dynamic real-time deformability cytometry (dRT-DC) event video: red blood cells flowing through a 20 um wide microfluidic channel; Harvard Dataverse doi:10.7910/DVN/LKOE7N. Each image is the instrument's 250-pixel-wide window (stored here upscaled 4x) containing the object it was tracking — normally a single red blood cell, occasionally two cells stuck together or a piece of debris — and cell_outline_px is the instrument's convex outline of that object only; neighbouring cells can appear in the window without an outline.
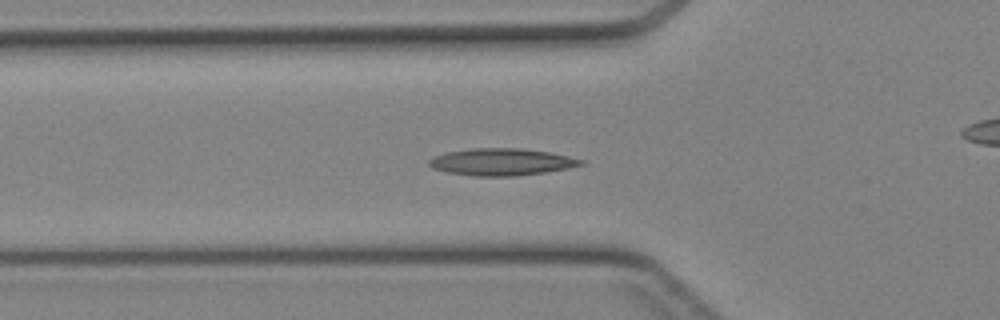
{"species": "Egyptian fruit bat (a non-hibernating species)", "species_latin": "Rousettus aegyptiacus", "temperature_condition": "cold", "stored_images_in_passage": 40, "camera_frame_rate_fps": 3000, "um_per_image_px": 0.085, "animal": {"sex": "female"}, "frame": {"image": 1, "passage_image": 10, "time_ms": 3.0, "image_size_px": [1000, 320], "cell_outline_px": [[588, 164], [544, 172], [516, 176], [476, 176], [448, 172], [432, 168], [428, 164], [428, 160], [436, 156], [448, 152], [472, 148], [520, 148], [548, 152], [568, 156], [584, 160]], "centroid_in_image_um": [42.65, 13.76], "position_along_channel_um": 83.1, "area_um2": 23.76}}
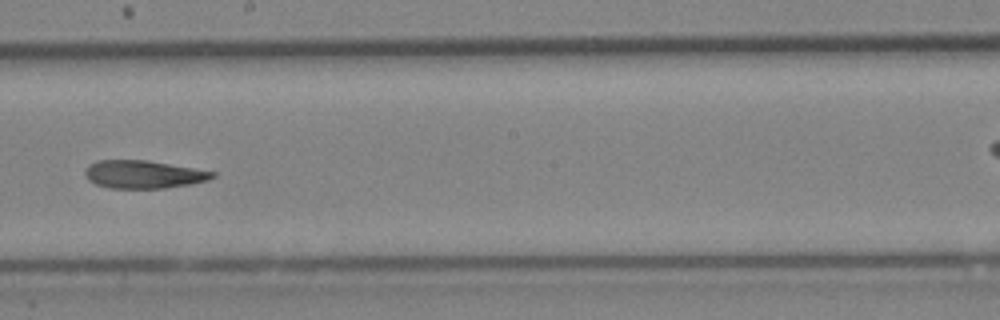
{"frame": {"image": 2, "passage_image": 20, "time_ms": 6.333, "image_size_px": [1000, 320], "cell_outline_px": [[216, 176], [208, 180], [188, 184], [164, 188], [108, 188], [96, 184], [88, 180], [84, 176], [84, 172], [88, 164], [100, 160], [148, 160], [216, 172]], "centroid_in_image_um": [12.16, 14.82], "position_along_channel_um": 236.0, "area_um2": 20.75}}
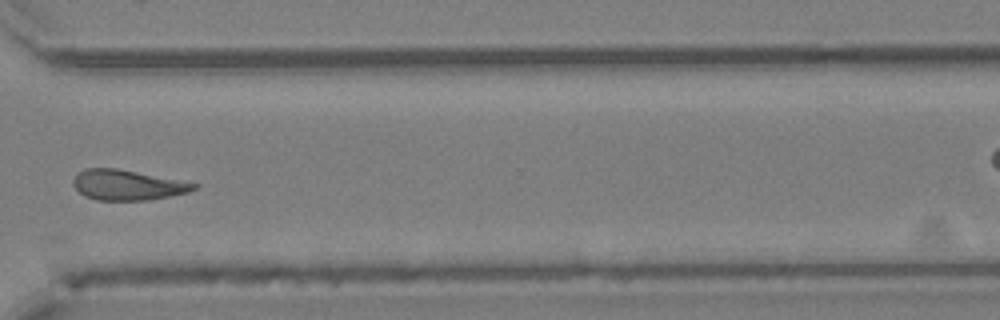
{"frame": {"image": 3, "passage_image": 28, "time_ms": 9.0, "image_size_px": [1000, 320], "cell_outline_px": [[200, 184], [196, 188], [188, 192], [168, 196], [144, 200], [96, 200], [84, 196], [72, 184], [72, 180], [84, 168], [116, 168]], "centroid_in_image_um": [10.8, 15.72], "position_along_channel_um": 359.8, "area_um2": 20.98}}